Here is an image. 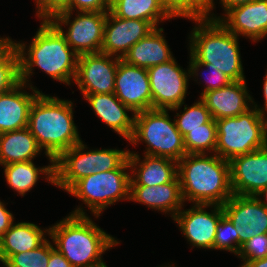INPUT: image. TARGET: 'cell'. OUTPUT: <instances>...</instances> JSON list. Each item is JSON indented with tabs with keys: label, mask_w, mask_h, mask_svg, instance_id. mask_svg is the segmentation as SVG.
<instances>
[{
	"label": "cell",
	"mask_w": 267,
	"mask_h": 267,
	"mask_svg": "<svg viewBox=\"0 0 267 267\" xmlns=\"http://www.w3.org/2000/svg\"><path fill=\"white\" fill-rule=\"evenodd\" d=\"M37 16L43 21H50L57 14L70 11V0H35Z\"/></svg>",
	"instance_id": "36"
},
{
	"label": "cell",
	"mask_w": 267,
	"mask_h": 267,
	"mask_svg": "<svg viewBox=\"0 0 267 267\" xmlns=\"http://www.w3.org/2000/svg\"><path fill=\"white\" fill-rule=\"evenodd\" d=\"M176 114L175 124L183 137L189 131L201 128V125L208 123L212 119L209 109L201 99L189 108L185 105L181 115L179 113Z\"/></svg>",
	"instance_id": "31"
},
{
	"label": "cell",
	"mask_w": 267,
	"mask_h": 267,
	"mask_svg": "<svg viewBox=\"0 0 267 267\" xmlns=\"http://www.w3.org/2000/svg\"><path fill=\"white\" fill-rule=\"evenodd\" d=\"M135 201L148 205L152 209L170 213L171 217L184 206L181 193V185L177 176L173 181L157 186H130V201Z\"/></svg>",
	"instance_id": "23"
},
{
	"label": "cell",
	"mask_w": 267,
	"mask_h": 267,
	"mask_svg": "<svg viewBox=\"0 0 267 267\" xmlns=\"http://www.w3.org/2000/svg\"><path fill=\"white\" fill-rule=\"evenodd\" d=\"M20 83L19 54L9 37L0 38V94Z\"/></svg>",
	"instance_id": "29"
},
{
	"label": "cell",
	"mask_w": 267,
	"mask_h": 267,
	"mask_svg": "<svg viewBox=\"0 0 267 267\" xmlns=\"http://www.w3.org/2000/svg\"><path fill=\"white\" fill-rule=\"evenodd\" d=\"M186 154L178 163L183 201L223 205L232 196L230 163L214 153Z\"/></svg>",
	"instance_id": "4"
},
{
	"label": "cell",
	"mask_w": 267,
	"mask_h": 267,
	"mask_svg": "<svg viewBox=\"0 0 267 267\" xmlns=\"http://www.w3.org/2000/svg\"><path fill=\"white\" fill-rule=\"evenodd\" d=\"M260 196H265V201L261 200V202L267 207V187L265 189H263L258 195L257 197L260 198Z\"/></svg>",
	"instance_id": "44"
},
{
	"label": "cell",
	"mask_w": 267,
	"mask_h": 267,
	"mask_svg": "<svg viewBox=\"0 0 267 267\" xmlns=\"http://www.w3.org/2000/svg\"><path fill=\"white\" fill-rule=\"evenodd\" d=\"M144 155V160L140 162L139 155L129 151L128 163L134 173L130 176V186L163 185L178 176L177 161L167 157Z\"/></svg>",
	"instance_id": "20"
},
{
	"label": "cell",
	"mask_w": 267,
	"mask_h": 267,
	"mask_svg": "<svg viewBox=\"0 0 267 267\" xmlns=\"http://www.w3.org/2000/svg\"><path fill=\"white\" fill-rule=\"evenodd\" d=\"M109 11L123 19L149 21L155 28L160 20L172 19L159 0H110Z\"/></svg>",
	"instance_id": "27"
},
{
	"label": "cell",
	"mask_w": 267,
	"mask_h": 267,
	"mask_svg": "<svg viewBox=\"0 0 267 267\" xmlns=\"http://www.w3.org/2000/svg\"><path fill=\"white\" fill-rule=\"evenodd\" d=\"M50 259V241L47 239L39 247L12 255L6 262L7 267H47Z\"/></svg>",
	"instance_id": "33"
},
{
	"label": "cell",
	"mask_w": 267,
	"mask_h": 267,
	"mask_svg": "<svg viewBox=\"0 0 267 267\" xmlns=\"http://www.w3.org/2000/svg\"><path fill=\"white\" fill-rule=\"evenodd\" d=\"M81 207L49 227L56 249L73 267H105L102 254L119 244L90 219Z\"/></svg>",
	"instance_id": "1"
},
{
	"label": "cell",
	"mask_w": 267,
	"mask_h": 267,
	"mask_svg": "<svg viewBox=\"0 0 267 267\" xmlns=\"http://www.w3.org/2000/svg\"><path fill=\"white\" fill-rule=\"evenodd\" d=\"M210 206L214 208L211 213L205 211ZM223 215L222 205L195 204L191 209H181L173 220L192 246L213 250L217 224Z\"/></svg>",
	"instance_id": "14"
},
{
	"label": "cell",
	"mask_w": 267,
	"mask_h": 267,
	"mask_svg": "<svg viewBox=\"0 0 267 267\" xmlns=\"http://www.w3.org/2000/svg\"><path fill=\"white\" fill-rule=\"evenodd\" d=\"M73 103L41 93L29 113L28 128L50 163L82 140L73 120Z\"/></svg>",
	"instance_id": "5"
},
{
	"label": "cell",
	"mask_w": 267,
	"mask_h": 267,
	"mask_svg": "<svg viewBox=\"0 0 267 267\" xmlns=\"http://www.w3.org/2000/svg\"><path fill=\"white\" fill-rule=\"evenodd\" d=\"M226 15L208 19L220 21L231 33L254 42L267 36V0H255L230 9Z\"/></svg>",
	"instance_id": "18"
},
{
	"label": "cell",
	"mask_w": 267,
	"mask_h": 267,
	"mask_svg": "<svg viewBox=\"0 0 267 267\" xmlns=\"http://www.w3.org/2000/svg\"><path fill=\"white\" fill-rule=\"evenodd\" d=\"M168 109H148L135 114L134 131L129 140L133 145L144 141L145 154L167 157L175 161L186 155L184 137L171 122Z\"/></svg>",
	"instance_id": "7"
},
{
	"label": "cell",
	"mask_w": 267,
	"mask_h": 267,
	"mask_svg": "<svg viewBox=\"0 0 267 267\" xmlns=\"http://www.w3.org/2000/svg\"><path fill=\"white\" fill-rule=\"evenodd\" d=\"M29 85L33 90L32 94L23 90L26 84L22 82L10 91L0 94V133L28 127L31 106L41 93Z\"/></svg>",
	"instance_id": "21"
},
{
	"label": "cell",
	"mask_w": 267,
	"mask_h": 267,
	"mask_svg": "<svg viewBox=\"0 0 267 267\" xmlns=\"http://www.w3.org/2000/svg\"><path fill=\"white\" fill-rule=\"evenodd\" d=\"M209 6L210 0H165L166 11L174 18L206 19L210 16Z\"/></svg>",
	"instance_id": "32"
},
{
	"label": "cell",
	"mask_w": 267,
	"mask_h": 267,
	"mask_svg": "<svg viewBox=\"0 0 267 267\" xmlns=\"http://www.w3.org/2000/svg\"><path fill=\"white\" fill-rule=\"evenodd\" d=\"M114 94L133 111V114L152 109L148 70L127 64L120 59L115 76Z\"/></svg>",
	"instance_id": "15"
},
{
	"label": "cell",
	"mask_w": 267,
	"mask_h": 267,
	"mask_svg": "<svg viewBox=\"0 0 267 267\" xmlns=\"http://www.w3.org/2000/svg\"><path fill=\"white\" fill-rule=\"evenodd\" d=\"M241 267H267V256L261 259L247 261Z\"/></svg>",
	"instance_id": "42"
},
{
	"label": "cell",
	"mask_w": 267,
	"mask_h": 267,
	"mask_svg": "<svg viewBox=\"0 0 267 267\" xmlns=\"http://www.w3.org/2000/svg\"><path fill=\"white\" fill-rule=\"evenodd\" d=\"M222 207L238 233V254L241 246L254 235L267 233V207L257 196L233 194Z\"/></svg>",
	"instance_id": "12"
},
{
	"label": "cell",
	"mask_w": 267,
	"mask_h": 267,
	"mask_svg": "<svg viewBox=\"0 0 267 267\" xmlns=\"http://www.w3.org/2000/svg\"><path fill=\"white\" fill-rule=\"evenodd\" d=\"M41 150L28 127L0 133V165L32 161Z\"/></svg>",
	"instance_id": "26"
},
{
	"label": "cell",
	"mask_w": 267,
	"mask_h": 267,
	"mask_svg": "<svg viewBox=\"0 0 267 267\" xmlns=\"http://www.w3.org/2000/svg\"><path fill=\"white\" fill-rule=\"evenodd\" d=\"M85 148L81 141L54 161V185L67 191L85 176L117 169L129 155V150Z\"/></svg>",
	"instance_id": "8"
},
{
	"label": "cell",
	"mask_w": 267,
	"mask_h": 267,
	"mask_svg": "<svg viewBox=\"0 0 267 267\" xmlns=\"http://www.w3.org/2000/svg\"><path fill=\"white\" fill-rule=\"evenodd\" d=\"M108 12H78L71 22V11H64L54 16L50 22L65 37L68 45L80 56L83 54L100 53L104 27ZM68 25L64 33L62 25Z\"/></svg>",
	"instance_id": "10"
},
{
	"label": "cell",
	"mask_w": 267,
	"mask_h": 267,
	"mask_svg": "<svg viewBox=\"0 0 267 267\" xmlns=\"http://www.w3.org/2000/svg\"><path fill=\"white\" fill-rule=\"evenodd\" d=\"M198 23L190 34V75L198 76L201 67L217 68L232 81H243L245 76L238 46V36L220 21L193 20Z\"/></svg>",
	"instance_id": "3"
},
{
	"label": "cell",
	"mask_w": 267,
	"mask_h": 267,
	"mask_svg": "<svg viewBox=\"0 0 267 267\" xmlns=\"http://www.w3.org/2000/svg\"><path fill=\"white\" fill-rule=\"evenodd\" d=\"M154 29L149 21L123 19L108 11L101 53L122 59L135 43Z\"/></svg>",
	"instance_id": "17"
},
{
	"label": "cell",
	"mask_w": 267,
	"mask_h": 267,
	"mask_svg": "<svg viewBox=\"0 0 267 267\" xmlns=\"http://www.w3.org/2000/svg\"><path fill=\"white\" fill-rule=\"evenodd\" d=\"M40 25L27 51L26 43L14 42L19 54L20 82L28 85L33 67L38 66L53 80L70 85L76 77L79 55L50 21L42 20Z\"/></svg>",
	"instance_id": "2"
},
{
	"label": "cell",
	"mask_w": 267,
	"mask_h": 267,
	"mask_svg": "<svg viewBox=\"0 0 267 267\" xmlns=\"http://www.w3.org/2000/svg\"><path fill=\"white\" fill-rule=\"evenodd\" d=\"M214 249L226 250L238 255V233L231 221L225 215L221 217L217 224Z\"/></svg>",
	"instance_id": "34"
},
{
	"label": "cell",
	"mask_w": 267,
	"mask_h": 267,
	"mask_svg": "<svg viewBox=\"0 0 267 267\" xmlns=\"http://www.w3.org/2000/svg\"><path fill=\"white\" fill-rule=\"evenodd\" d=\"M216 144L217 125L213 118L201 125V128L191 130L184 136L186 154H208L209 151L214 154Z\"/></svg>",
	"instance_id": "30"
},
{
	"label": "cell",
	"mask_w": 267,
	"mask_h": 267,
	"mask_svg": "<svg viewBox=\"0 0 267 267\" xmlns=\"http://www.w3.org/2000/svg\"><path fill=\"white\" fill-rule=\"evenodd\" d=\"M128 158L114 170L85 176L76 181L67 192L81 199L95 218L120 200H130V175Z\"/></svg>",
	"instance_id": "9"
},
{
	"label": "cell",
	"mask_w": 267,
	"mask_h": 267,
	"mask_svg": "<svg viewBox=\"0 0 267 267\" xmlns=\"http://www.w3.org/2000/svg\"><path fill=\"white\" fill-rule=\"evenodd\" d=\"M14 222V216L9 212L5 204L0 201V239L10 229Z\"/></svg>",
	"instance_id": "39"
},
{
	"label": "cell",
	"mask_w": 267,
	"mask_h": 267,
	"mask_svg": "<svg viewBox=\"0 0 267 267\" xmlns=\"http://www.w3.org/2000/svg\"><path fill=\"white\" fill-rule=\"evenodd\" d=\"M153 109L178 110L184 104L188 89V72L178 66L175 58L147 69Z\"/></svg>",
	"instance_id": "11"
},
{
	"label": "cell",
	"mask_w": 267,
	"mask_h": 267,
	"mask_svg": "<svg viewBox=\"0 0 267 267\" xmlns=\"http://www.w3.org/2000/svg\"><path fill=\"white\" fill-rule=\"evenodd\" d=\"M120 59L101 52L80 55L74 81L82 94L114 93Z\"/></svg>",
	"instance_id": "13"
},
{
	"label": "cell",
	"mask_w": 267,
	"mask_h": 267,
	"mask_svg": "<svg viewBox=\"0 0 267 267\" xmlns=\"http://www.w3.org/2000/svg\"><path fill=\"white\" fill-rule=\"evenodd\" d=\"M110 0H70V11L78 12H108Z\"/></svg>",
	"instance_id": "37"
},
{
	"label": "cell",
	"mask_w": 267,
	"mask_h": 267,
	"mask_svg": "<svg viewBox=\"0 0 267 267\" xmlns=\"http://www.w3.org/2000/svg\"><path fill=\"white\" fill-rule=\"evenodd\" d=\"M205 68H207L206 71L208 72V74H210V76H207L205 74L206 75L205 80H206V83H208V85L204 87V90L202 93L220 89L222 87L229 85L232 82V80L227 75H225L224 72H222L221 70L217 68H211V67H205ZM203 73L202 75H200L201 77L203 76Z\"/></svg>",
	"instance_id": "38"
},
{
	"label": "cell",
	"mask_w": 267,
	"mask_h": 267,
	"mask_svg": "<svg viewBox=\"0 0 267 267\" xmlns=\"http://www.w3.org/2000/svg\"><path fill=\"white\" fill-rule=\"evenodd\" d=\"M44 230L30 222L13 223L0 239V262L5 263L14 254L42 245L46 241L45 233H50L49 229Z\"/></svg>",
	"instance_id": "25"
},
{
	"label": "cell",
	"mask_w": 267,
	"mask_h": 267,
	"mask_svg": "<svg viewBox=\"0 0 267 267\" xmlns=\"http://www.w3.org/2000/svg\"><path fill=\"white\" fill-rule=\"evenodd\" d=\"M95 114L114 132L129 141L133 135L135 114L129 117L126 111L133 112L125 106L114 93L83 95Z\"/></svg>",
	"instance_id": "22"
},
{
	"label": "cell",
	"mask_w": 267,
	"mask_h": 267,
	"mask_svg": "<svg viewBox=\"0 0 267 267\" xmlns=\"http://www.w3.org/2000/svg\"><path fill=\"white\" fill-rule=\"evenodd\" d=\"M199 99L204 102L214 120L236 117L251 108L248 102L255 104L248 94L245 80L232 81L220 89L201 93Z\"/></svg>",
	"instance_id": "19"
},
{
	"label": "cell",
	"mask_w": 267,
	"mask_h": 267,
	"mask_svg": "<svg viewBox=\"0 0 267 267\" xmlns=\"http://www.w3.org/2000/svg\"><path fill=\"white\" fill-rule=\"evenodd\" d=\"M236 117L216 121L217 144L215 154L231 161L267 146V116L254 106ZM266 118V119H265Z\"/></svg>",
	"instance_id": "6"
},
{
	"label": "cell",
	"mask_w": 267,
	"mask_h": 267,
	"mask_svg": "<svg viewBox=\"0 0 267 267\" xmlns=\"http://www.w3.org/2000/svg\"><path fill=\"white\" fill-rule=\"evenodd\" d=\"M252 1L255 0H220V2L222 3L221 5L223 6L226 13L234 7L244 5ZM213 8H214V0H210L209 12L212 11L211 9Z\"/></svg>",
	"instance_id": "41"
},
{
	"label": "cell",
	"mask_w": 267,
	"mask_h": 267,
	"mask_svg": "<svg viewBox=\"0 0 267 267\" xmlns=\"http://www.w3.org/2000/svg\"><path fill=\"white\" fill-rule=\"evenodd\" d=\"M162 32L163 28L156 27L135 43L122 60L127 64L146 69L172 60L174 57Z\"/></svg>",
	"instance_id": "24"
},
{
	"label": "cell",
	"mask_w": 267,
	"mask_h": 267,
	"mask_svg": "<svg viewBox=\"0 0 267 267\" xmlns=\"http://www.w3.org/2000/svg\"><path fill=\"white\" fill-rule=\"evenodd\" d=\"M229 163L233 194L257 196L267 187V146Z\"/></svg>",
	"instance_id": "16"
},
{
	"label": "cell",
	"mask_w": 267,
	"mask_h": 267,
	"mask_svg": "<svg viewBox=\"0 0 267 267\" xmlns=\"http://www.w3.org/2000/svg\"><path fill=\"white\" fill-rule=\"evenodd\" d=\"M51 165V166H50ZM37 168L33 161L17 162L4 165V174L7 184L20 195L36 185L39 174H45L47 181L54 185V164Z\"/></svg>",
	"instance_id": "28"
},
{
	"label": "cell",
	"mask_w": 267,
	"mask_h": 267,
	"mask_svg": "<svg viewBox=\"0 0 267 267\" xmlns=\"http://www.w3.org/2000/svg\"><path fill=\"white\" fill-rule=\"evenodd\" d=\"M263 94H264V100H265V107L259 108L257 104L254 105V107L263 115H265V111L267 112V73L265 75L264 84H263ZM264 109V110H263Z\"/></svg>",
	"instance_id": "43"
},
{
	"label": "cell",
	"mask_w": 267,
	"mask_h": 267,
	"mask_svg": "<svg viewBox=\"0 0 267 267\" xmlns=\"http://www.w3.org/2000/svg\"><path fill=\"white\" fill-rule=\"evenodd\" d=\"M162 4V6L165 8V0H159Z\"/></svg>",
	"instance_id": "45"
},
{
	"label": "cell",
	"mask_w": 267,
	"mask_h": 267,
	"mask_svg": "<svg viewBox=\"0 0 267 267\" xmlns=\"http://www.w3.org/2000/svg\"><path fill=\"white\" fill-rule=\"evenodd\" d=\"M47 267H73V266L50 242V259Z\"/></svg>",
	"instance_id": "40"
},
{
	"label": "cell",
	"mask_w": 267,
	"mask_h": 267,
	"mask_svg": "<svg viewBox=\"0 0 267 267\" xmlns=\"http://www.w3.org/2000/svg\"><path fill=\"white\" fill-rule=\"evenodd\" d=\"M238 256L247 261L261 259L267 256V233L253 236L240 248Z\"/></svg>",
	"instance_id": "35"
}]
</instances>
